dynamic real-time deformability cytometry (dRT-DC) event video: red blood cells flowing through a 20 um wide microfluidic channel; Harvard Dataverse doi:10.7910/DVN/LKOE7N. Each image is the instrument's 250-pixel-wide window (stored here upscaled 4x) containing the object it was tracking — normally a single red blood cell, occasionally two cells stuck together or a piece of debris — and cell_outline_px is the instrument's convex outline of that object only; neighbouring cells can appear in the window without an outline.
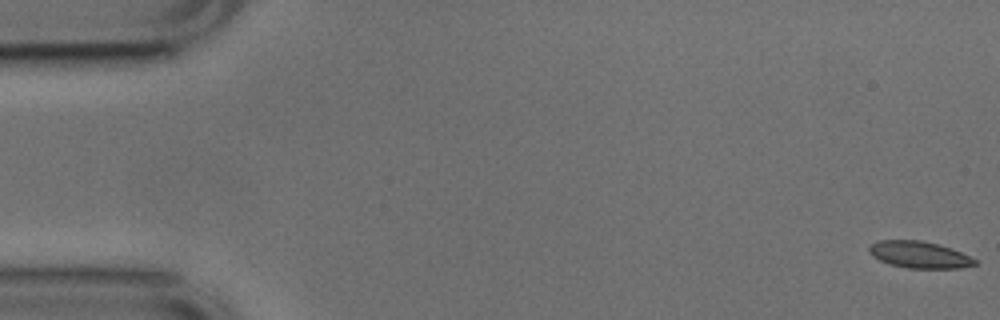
{"species": "common noctule bat (a hibernating species)", "species_latin": "Nyctalus noctula", "temperature_condition": "cold", "stored_images_in_passage": 53, "camera_frame_rate_fps": 3000, "um_per_image_px": 0.085, "animal": {"sex": "male", "body_mass_g": 17.9, "forearm_length_mm": 54.2}, "frame": {"image": 1, "passage_image": 1, "time_ms": 0.0, "image_size_px": [1000, 320], "cell_outline_px": [[976, 264], [960, 268], [908, 268], [888, 264], [872, 256], [868, 252], [868, 248], [872, 244], [880, 240], [920, 240], [952, 248], [976, 260]], "centroid_in_image_um": [78.1, 21.65], "position_along_channel_um": 6.9, "area_um2": 16.36}}
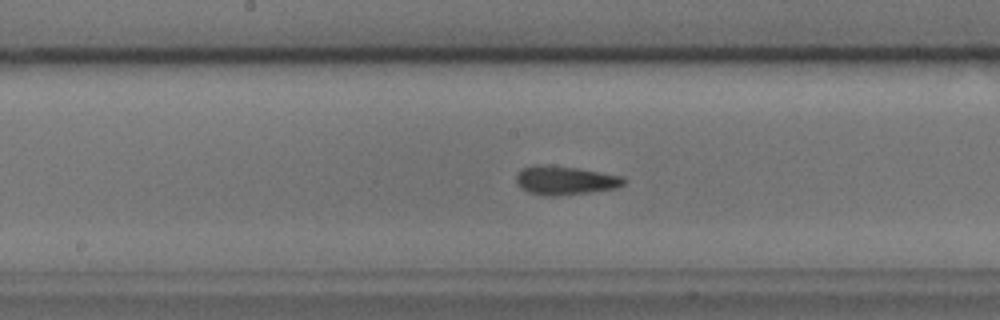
{"frame": {"image": 2, "passage_image": 27, "time_ms": 8.667, "image_size_px": [1000, 320], "cell_outline_px": [[628, 180], [624, 184], [616, 188], [588, 192], [556, 196], [544, 196], [528, 192], [520, 188], [516, 184], [516, 176], [524, 168], [532, 164], [536, 164], [576, 168], [624, 176]], "centroid_in_image_um": [48.03, 15.34], "position_along_channel_um": 200.2, "area_um2": 18.03}}
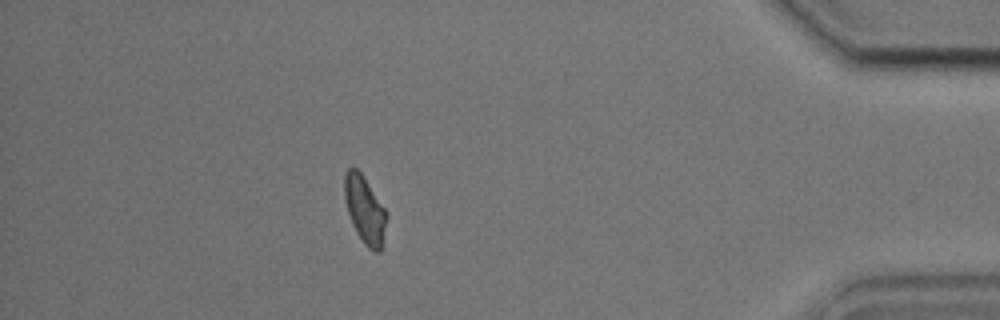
{"frame": {"image": 3, "passage_image": 47, "time_ms": 15.333, "image_size_px": [1000, 320], "cell_outline_px": [[388, 216], [380, 252], [376, 252], [368, 248], [364, 244], [356, 232], [352, 224], [348, 212], [344, 196], [344, 176], [348, 168], [356, 168], [360, 172], [388, 212]], "centroid_in_image_um": [31.02, 17.84], "position_along_channel_um": 404.2, "area_um2": 16.47}, "authors_computed_cell_mechanics": {"area_um2": 16.5886, "velocity_mm_per_s": 3.7691, "shape_relaxation_time_tau1_ms": 4.8031, "shape_relaxation_time_tau2_ms": 2.4604, "deformation_change_tau1": 0.1062, "deformation_change_tau2": 0.0879}}